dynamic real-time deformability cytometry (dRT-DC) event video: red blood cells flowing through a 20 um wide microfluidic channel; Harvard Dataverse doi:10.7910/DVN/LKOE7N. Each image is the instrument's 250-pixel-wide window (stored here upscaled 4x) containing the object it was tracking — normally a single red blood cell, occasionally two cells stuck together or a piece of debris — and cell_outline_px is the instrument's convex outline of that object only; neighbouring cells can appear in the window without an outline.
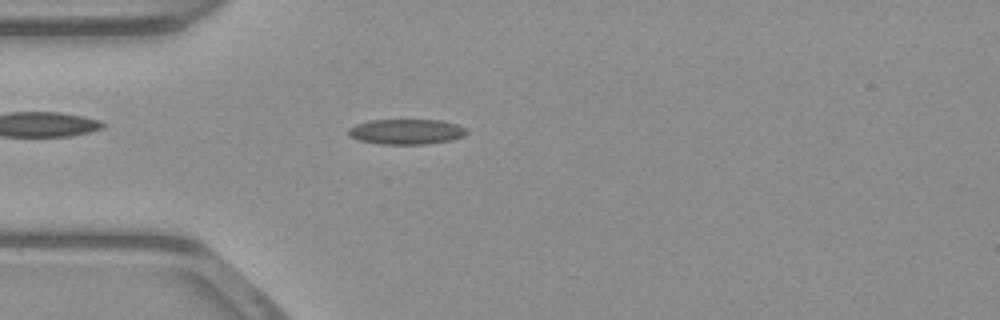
{"species": "common noctule bat (a hibernating species)", "species_latin": "Nyctalus noctula", "temperature_condition": "warm", "stored_images_in_passage": 43, "camera_frame_rate_fps": 3000, "um_per_image_px": 0.085, "animal": {"sex": "male", "body_mass_g": 23.1, "forearm_length_mm": 52.7}, "frame": {"image": 1, "passage_image": 5, "time_ms": 1.333, "image_size_px": [1000, 320], "cell_outline_px": [[468, 132], [464, 136], [452, 140], [428, 144], [380, 144], [360, 140], [352, 136], [348, 132], [348, 128], [356, 124], [368, 120], [440, 120], [456, 124], [464, 128]], "centroid_in_image_um": [34.55, 11.19], "position_along_channel_um": 50.4, "area_um2": 17.34}}
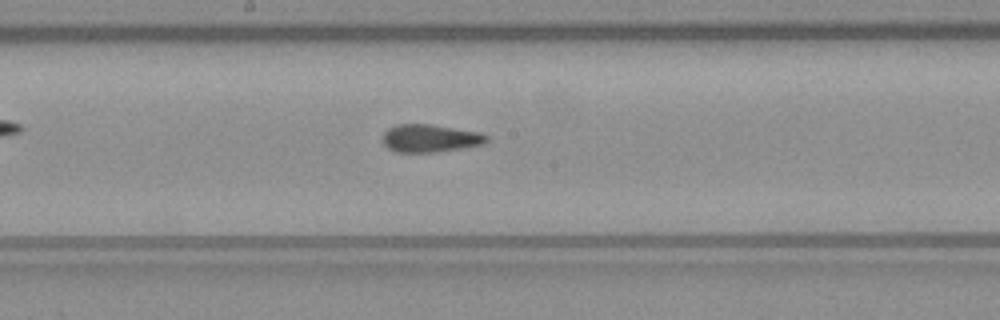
{"frame": {"image": 2, "passage_image": 18, "time_ms": 5.667, "image_size_px": [1000, 320], "cell_outline_px": [[488, 140], [484, 144], [436, 152], [396, 152], [388, 148], [380, 140], [384, 132], [388, 128], [396, 124], [432, 124], [480, 132], [488, 136]], "centroid_in_image_um": [36.52, 11.74], "position_along_channel_um": 211.7, "area_um2": 16.99}}
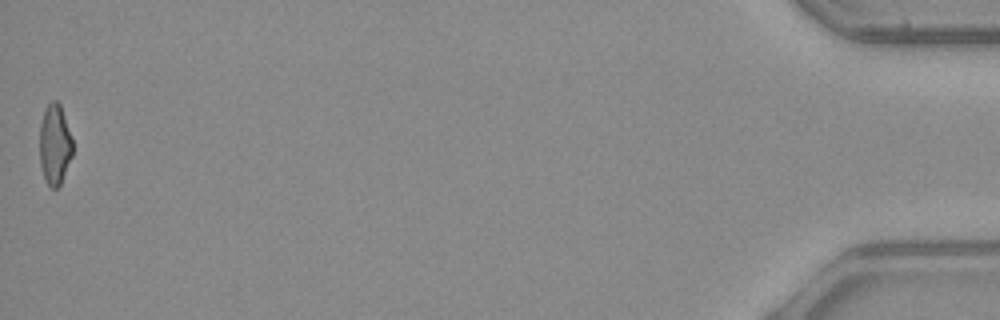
{"frame": {"image": 3, "passage_image": 43, "time_ms": 14.0, "image_size_px": [1000, 320], "cell_outline_px": [[72, 156], [60, 184], [56, 188], [52, 188], [48, 184], [44, 176], [40, 164], [40, 124], [44, 108], [52, 100], [56, 100], [60, 104], [72, 140]], "centroid_in_image_um": [4.64, 12.26], "position_along_channel_um": 430.6, "area_um2": 15.26}, "authors_computed_cell_mechanics": {"area_um2": 16.762, "velocity_mm_per_s": 3.9157, "shape_relaxation_time_tau1_ms": null, "shape_relaxation_time_tau2_ms": 2.2004, "deformation_change_tau1": null, "deformation_change_tau2": 0.0876}}